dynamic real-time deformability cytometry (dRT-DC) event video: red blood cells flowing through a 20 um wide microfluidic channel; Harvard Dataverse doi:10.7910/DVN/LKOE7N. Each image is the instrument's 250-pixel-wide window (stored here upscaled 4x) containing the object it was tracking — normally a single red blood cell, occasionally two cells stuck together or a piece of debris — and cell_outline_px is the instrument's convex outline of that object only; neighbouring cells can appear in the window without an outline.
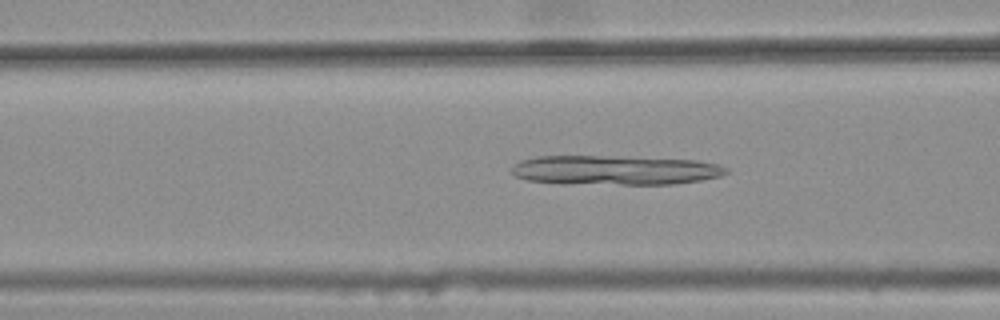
{"species": "common noctule bat (a hibernating species)", "species_latin": "Nyctalus noctula", "temperature_condition": "warm", "stored_images_in_passage": 44, "camera_frame_rate_fps": 3000, "um_per_image_px": 0.085, "animal": {"sex": "female", "body_mass_g": 25.1}, "frame": {"image": 1, "passage_image": 19, "time_ms": 6.0, "image_size_px": [1000, 320], "cell_outline_px": [[728, 172], [720, 176], [700, 180], [672, 184], [560, 184], [528, 180], [516, 176], [512, 172], [512, 168], [520, 160], [536, 156], [604, 156], [696, 160], [716, 164], [728, 168]], "centroid_in_image_um": [52.23, 14.47], "position_along_channel_um": 114.4, "area_um2": 36.82}}
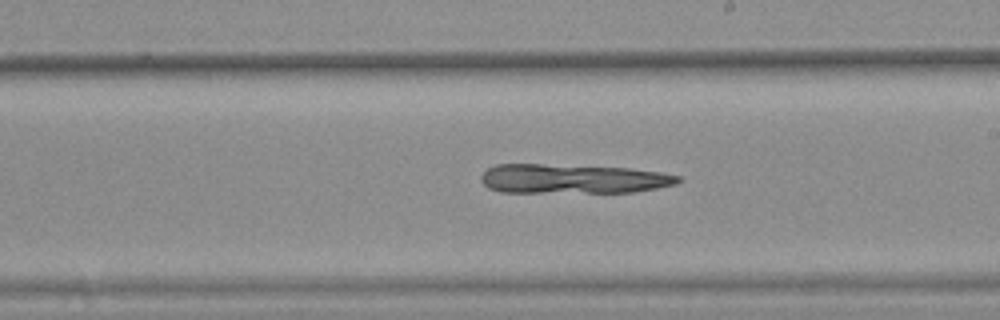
{"frame": {"image": 2, "passage_image": 29, "time_ms": 9.333, "image_size_px": [1000, 320], "cell_outline_px": [[684, 180], [676, 184], [636, 192], [500, 192], [488, 188], [480, 180], [480, 176], [488, 168], [496, 164], [540, 164], [628, 168], [660, 172], [680, 176]], "centroid_in_image_um": [48.69, 15.2], "position_along_channel_um": 240.3, "area_um2": 33.81}}
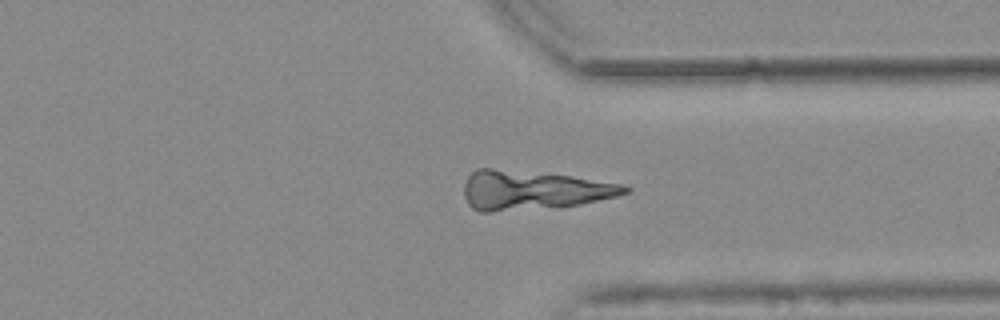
{"frame": {"image": 3, "passage_image": 39, "time_ms": 12.667, "image_size_px": [1000, 320], "cell_outline_px": [[632, 188], [628, 192], [616, 196], [580, 204], [488, 212], [480, 212], [472, 208], [468, 204], [464, 196], [464, 184], [468, 176], [476, 168], [492, 168], [572, 176], [624, 184]], "centroid_in_image_um": [45.29, 16.15], "position_along_channel_um": 366.1, "area_um2": 36.36}}